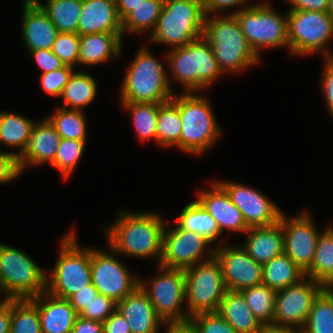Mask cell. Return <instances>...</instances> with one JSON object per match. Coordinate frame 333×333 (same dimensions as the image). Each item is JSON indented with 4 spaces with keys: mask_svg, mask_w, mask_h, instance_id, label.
<instances>
[{
    "mask_svg": "<svg viewBox=\"0 0 333 333\" xmlns=\"http://www.w3.org/2000/svg\"><path fill=\"white\" fill-rule=\"evenodd\" d=\"M165 225L155 213L120 212L116 222L106 230L108 246L116 255L157 256L160 264Z\"/></svg>",
    "mask_w": 333,
    "mask_h": 333,
    "instance_id": "obj_1",
    "label": "cell"
},
{
    "mask_svg": "<svg viewBox=\"0 0 333 333\" xmlns=\"http://www.w3.org/2000/svg\"><path fill=\"white\" fill-rule=\"evenodd\" d=\"M202 37L212 47L222 73L239 72L259 62L235 15L217 14L213 18L206 15Z\"/></svg>",
    "mask_w": 333,
    "mask_h": 333,
    "instance_id": "obj_2",
    "label": "cell"
},
{
    "mask_svg": "<svg viewBox=\"0 0 333 333\" xmlns=\"http://www.w3.org/2000/svg\"><path fill=\"white\" fill-rule=\"evenodd\" d=\"M163 65L144 46L130 64L124 81L120 102L165 103L174 96Z\"/></svg>",
    "mask_w": 333,
    "mask_h": 333,
    "instance_id": "obj_3",
    "label": "cell"
},
{
    "mask_svg": "<svg viewBox=\"0 0 333 333\" xmlns=\"http://www.w3.org/2000/svg\"><path fill=\"white\" fill-rule=\"evenodd\" d=\"M205 17L201 0H167L150 41L172 48L187 45L203 36Z\"/></svg>",
    "mask_w": 333,
    "mask_h": 333,
    "instance_id": "obj_4",
    "label": "cell"
},
{
    "mask_svg": "<svg viewBox=\"0 0 333 333\" xmlns=\"http://www.w3.org/2000/svg\"><path fill=\"white\" fill-rule=\"evenodd\" d=\"M171 101L178 107L181 118L179 149L189 154H201L210 148L220 135V127L205 97L194 92L178 95Z\"/></svg>",
    "mask_w": 333,
    "mask_h": 333,
    "instance_id": "obj_5",
    "label": "cell"
},
{
    "mask_svg": "<svg viewBox=\"0 0 333 333\" xmlns=\"http://www.w3.org/2000/svg\"><path fill=\"white\" fill-rule=\"evenodd\" d=\"M165 57L174 79L184 86L186 93L202 90L223 75L212 47L203 37L173 48Z\"/></svg>",
    "mask_w": 333,
    "mask_h": 333,
    "instance_id": "obj_6",
    "label": "cell"
},
{
    "mask_svg": "<svg viewBox=\"0 0 333 333\" xmlns=\"http://www.w3.org/2000/svg\"><path fill=\"white\" fill-rule=\"evenodd\" d=\"M45 272L26 253L0 243V293L5 299H30L46 291Z\"/></svg>",
    "mask_w": 333,
    "mask_h": 333,
    "instance_id": "obj_7",
    "label": "cell"
},
{
    "mask_svg": "<svg viewBox=\"0 0 333 333\" xmlns=\"http://www.w3.org/2000/svg\"><path fill=\"white\" fill-rule=\"evenodd\" d=\"M59 254L50 276H46V291L53 296L68 299L92 283L90 249L81 250L75 233L71 231L62 239Z\"/></svg>",
    "mask_w": 333,
    "mask_h": 333,
    "instance_id": "obj_8",
    "label": "cell"
},
{
    "mask_svg": "<svg viewBox=\"0 0 333 333\" xmlns=\"http://www.w3.org/2000/svg\"><path fill=\"white\" fill-rule=\"evenodd\" d=\"M207 250H210L209 257L184 269L185 301L189 317L198 313L218 312L227 291L220 263L214 257L215 247Z\"/></svg>",
    "mask_w": 333,
    "mask_h": 333,
    "instance_id": "obj_9",
    "label": "cell"
},
{
    "mask_svg": "<svg viewBox=\"0 0 333 333\" xmlns=\"http://www.w3.org/2000/svg\"><path fill=\"white\" fill-rule=\"evenodd\" d=\"M229 15L236 16L251 49L258 57L263 47L287 46L289 49L287 16L284 18L276 13L268 3L250 5Z\"/></svg>",
    "mask_w": 333,
    "mask_h": 333,
    "instance_id": "obj_10",
    "label": "cell"
},
{
    "mask_svg": "<svg viewBox=\"0 0 333 333\" xmlns=\"http://www.w3.org/2000/svg\"><path fill=\"white\" fill-rule=\"evenodd\" d=\"M287 29L291 55H307L323 49L325 59H333V54L324 50L333 37V17L328 12L289 10Z\"/></svg>",
    "mask_w": 333,
    "mask_h": 333,
    "instance_id": "obj_11",
    "label": "cell"
},
{
    "mask_svg": "<svg viewBox=\"0 0 333 333\" xmlns=\"http://www.w3.org/2000/svg\"><path fill=\"white\" fill-rule=\"evenodd\" d=\"M159 270L161 274L150 282V288L141 279L139 285L165 323L189 321L188 313L181 310L186 288L184 269L165 268L159 265Z\"/></svg>",
    "mask_w": 333,
    "mask_h": 333,
    "instance_id": "obj_12",
    "label": "cell"
},
{
    "mask_svg": "<svg viewBox=\"0 0 333 333\" xmlns=\"http://www.w3.org/2000/svg\"><path fill=\"white\" fill-rule=\"evenodd\" d=\"M109 249L111 255L102 250L90 249L91 280L99 294L119 302L139 285V278L114 257V250Z\"/></svg>",
    "mask_w": 333,
    "mask_h": 333,
    "instance_id": "obj_13",
    "label": "cell"
},
{
    "mask_svg": "<svg viewBox=\"0 0 333 333\" xmlns=\"http://www.w3.org/2000/svg\"><path fill=\"white\" fill-rule=\"evenodd\" d=\"M324 288L316 280L304 277L298 283L277 291L273 325L300 330L306 323L314 299Z\"/></svg>",
    "mask_w": 333,
    "mask_h": 333,
    "instance_id": "obj_14",
    "label": "cell"
},
{
    "mask_svg": "<svg viewBox=\"0 0 333 333\" xmlns=\"http://www.w3.org/2000/svg\"><path fill=\"white\" fill-rule=\"evenodd\" d=\"M279 223L284 233V253L305 272L312 264L319 231L307 212L291 219L282 213Z\"/></svg>",
    "mask_w": 333,
    "mask_h": 333,
    "instance_id": "obj_15",
    "label": "cell"
},
{
    "mask_svg": "<svg viewBox=\"0 0 333 333\" xmlns=\"http://www.w3.org/2000/svg\"><path fill=\"white\" fill-rule=\"evenodd\" d=\"M214 257L220 263L227 290L241 291L262 283L263 264L250 257L242 246H219Z\"/></svg>",
    "mask_w": 333,
    "mask_h": 333,
    "instance_id": "obj_16",
    "label": "cell"
},
{
    "mask_svg": "<svg viewBox=\"0 0 333 333\" xmlns=\"http://www.w3.org/2000/svg\"><path fill=\"white\" fill-rule=\"evenodd\" d=\"M217 183L242 212L249 228L270 226L279 222L282 211L258 190L235 182L218 181Z\"/></svg>",
    "mask_w": 333,
    "mask_h": 333,
    "instance_id": "obj_17",
    "label": "cell"
},
{
    "mask_svg": "<svg viewBox=\"0 0 333 333\" xmlns=\"http://www.w3.org/2000/svg\"><path fill=\"white\" fill-rule=\"evenodd\" d=\"M175 226L171 230L164 229L163 251L159 265L165 268L186 269L197 264L211 242L199 233Z\"/></svg>",
    "mask_w": 333,
    "mask_h": 333,
    "instance_id": "obj_18",
    "label": "cell"
},
{
    "mask_svg": "<svg viewBox=\"0 0 333 333\" xmlns=\"http://www.w3.org/2000/svg\"><path fill=\"white\" fill-rule=\"evenodd\" d=\"M197 201L215 219L221 233L225 229L242 233L249 229L242 212L217 182L212 184L211 190L198 192Z\"/></svg>",
    "mask_w": 333,
    "mask_h": 333,
    "instance_id": "obj_19",
    "label": "cell"
},
{
    "mask_svg": "<svg viewBox=\"0 0 333 333\" xmlns=\"http://www.w3.org/2000/svg\"><path fill=\"white\" fill-rule=\"evenodd\" d=\"M76 33H123L115 0H82Z\"/></svg>",
    "mask_w": 333,
    "mask_h": 333,
    "instance_id": "obj_20",
    "label": "cell"
},
{
    "mask_svg": "<svg viewBox=\"0 0 333 333\" xmlns=\"http://www.w3.org/2000/svg\"><path fill=\"white\" fill-rule=\"evenodd\" d=\"M22 38L29 51L51 50L58 30L35 0H24Z\"/></svg>",
    "mask_w": 333,
    "mask_h": 333,
    "instance_id": "obj_21",
    "label": "cell"
},
{
    "mask_svg": "<svg viewBox=\"0 0 333 333\" xmlns=\"http://www.w3.org/2000/svg\"><path fill=\"white\" fill-rule=\"evenodd\" d=\"M116 310L128 321L132 333H158L159 324L166 325L140 285L117 302Z\"/></svg>",
    "mask_w": 333,
    "mask_h": 333,
    "instance_id": "obj_22",
    "label": "cell"
},
{
    "mask_svg": "<svg viewBox=\"0 0 333 333\" xmlns=\"http://www.w3.org/2000/svg\"><path fill=\"white\" fill-rule=\"evenodd\" d=\"M38 307L42 333H71L79 316L68 299L44 291L30 298Z\"/></svg>",
    "mask_w": 333,
    "mask_h": 333,
    "instance_id": "obj_23",
    "label": "cell"
},
{
    "mask_svg": "<svg viewBox=\"0 0 333 333\" xmlns=\"http://www.w3.org/2000/svg\"><path fill=\"white\" fill-rule=\"evenodd\" d=\"M60 135L56 132L51 122L45 118L39 123H34L27 147L18 156V164L21 173L31 165H39L47 162L52 163L61 141Z\"/></svg>",
    "mask_w": 333,
    "mask_h": 333,
    "instance_id": "obj_24",
    "label": "cell"
},
{
    "mask_svg": "<svg viewBox=\"0 0 333 333\" xmlns=\"http://www.w3.org/2000/svg\"><path fill=\"white\" fill-rule=\"evenodd\" d=\"M242 246L256 262L264 264L284 253V233L277 222L270 226L250 227Z\"/></svg>",
    "mask_w": 333,
    "mask_h": 333,
    "instance_id": "obj_25",
    "label": "cell"
},
{
    "mask_svg": "<svg viewBox=\"0 0 333 333\" xmlns=\"http://www.w3.org/2000/svg\"><path fill=\"white\" fill-rule=\"evenodd\" d=\"M123 33H96L79 36L78 64L97 65L121 51Z\"/></svg>",
    "mask_w": 333,
    "mask_h": 333,
    "instance_id": "obj_26",
    "label": "cell"
},
{
    "mask_svg": "<svg viewBox=\"0 0 333 333\" xmlns=\"http://www.w3.org/2000/svg\"><path fill=\"white\" fill-rule=\"evenodd\" d=\"M218 313L237 333H258L262 327L239 291L225 292Z\"/></svg>",
    "mask_w": 333,
    "mask_h": 333,
    "instance_id": "obj_27",
    "label": "cell"
},
{
    "mask_svg": "<svg viewBox=\"0 0 333 333\" xmlns=\"http://www.w3.org/2000/svg\"><path fill=\"white\" fill-rule=\"evenodd\" d=\"M304 277V271L285 253L263 264L262 283L275 291L296 284Z\"/></svg>",
    "mask_w": 333,
    "mask_h": 333,
    "instance_id": "obj_28",
    "label": "cell"
},
{
    "mask_svg": "<svg viewBox=\"0 0 333 333\" xmlns=\"http://www.w3.org/2000/svg\"><path fill=\"white\" fill-rule=\"evenodd\" d=\"M305 277L316 280L326 287L333 279V228L327 227L320 233L311 266Z\"/></svg>",
    "mask_w": 333,
    "mask_h": 333,
    "instance_id": "obj_29",
    "label": "cell"
},
{
    "mask_svg": "<svg viewBox=\"0 0 333 333\" xmlns=\"http://www.w3.org/2000/svg\"><path fill=\"white\" fill-rule=\"evenodd\" d=\"M177 222L180 228L199 233L211 243L222 234L215 219L197 200L182 209Z\"/></svg>",
    "mask_w": 333,
    "mask_h": 333,
    "instance_id": "obj_30",
    "label": "cell"
},
{
    "mask_svg": "<svg viewBox=\"0 0 333 333\" xmlns=\"http://www.w3.org/2000/svg\"><path fill=\"white\" fill-rule=\"evenodd\" d=\"M97 94V84L92 75L84 72H73L60 95L63 107L70 105L71 110H80L92 103Z\"/></svg>",
    "mask_w": 333,
    "mask_h": 333,
    "instance_id": "obj_31",
    "label": "cell"
},
{
    "mask_svg": "<svg viewBox=\"0 0 333 333\" xmlns=\"http://www.w3.org/2000/svg\"><path fill=\"white\" fill-rule=\"evenodd\" d=\"M34 123L19 114L0 112V145L18 147L16 156H20L27 147Z\"/></svg>",
    "mask_w": 333,
    "mask_h": 333,
    "instance_id": "obj_32",
    "label": "cell"
},
{
    "mask_svg": "<svg viewBox=\"0 0 333 333\" xmlns=\"http://www.w3.org/2000/svg\"><path fill=\"white\" fill-rule=\"evenodd\" d=\"M35 1L45 11L58 32H77L82 0H47L45 4Z\"/></svg>",
    "mask_w": 333,
    "mask_h": 333,
    "instance_id": "obj_33",
    "label": "cell"
},
{
    "mask_svg": "<svg viewBox=\"0 0 333 333\" xmlns=\"http://www.w3.org/2000/svg\"><path fill=\"white\" fill-rule=\"evenodd\" d=\"M181 127L178 107L171 100L159 103L156 123L157 143L162 146L179 148Z\"/></svg>",
    "mask_w": 333,
    "mask_h": 333,
    "instance_id": "obj_34",
    "label": "cell"
},
{
    "mask_svg": "<svg viewBox=\"0 0 333 333\" xmlns=\"http://www.w3.org/2000/svg\"><path fill=\"white\" fill-rule=\"evenodd\" d=\"M262 325L273 324L277 291L261 283L239 291Z\"/></svg>",
    "mask_w": 333,
    "mask_h": 333,
    "instance_id": "obj_35",
    "label": "cell"
},
{
    "mask_svg": "<svg viewBox=\"0 0 333 333\" xmlns=\"http://www.w3.org/2000/svg\"><path fill=\"white\" fill-rule=\"evenodd\" d=\"M301 333H333V294L324 288L314 299Z\"/></svg>",
    "mask_w": 333,
    "mask_h": 333,
    "instance_id": "obj_36",
    "label": "cell"
},
{
    "mask_svg": "<svg viewBox=\"0 0 333 333\" xmlns=\"http://www.w3.org/2000/svg\"><path fill=\"white\" fill-rule=\"evenodd\" d=\"M163 3L162 0H144L122 20L123 34L125 32L141 33L149 29L152 33L157 25Z\"/></svg>",
    "mask_w": 333,
    "mask_h": 333,
    "instance_id": "obj_37",
    "label": "cell"
},
{
    "mask_svg": "<svg viewBox=\"0 0 333 333\" xmlns=\"http://www.w3.org/2000/svg\"><path fill=\"white\" fill-rule=\"evenodd\" d=\"M47 119L54 126L56 132L64 139L86 141V118L80 110L65 108L57 109Z\"/></svg>",
    "mask_w": 333,
    "mask_h": 333,
    "instance_id": "obj_38",
    "label": "cell"
},
{
    "mask_svg": "<svg viewBox=\"0 0 333 333\" xmlns=\"http://www.w3.org/2000/svg\"><path fill=\"white\" fill-rule=\"evenodd\" d=\"M10 333H42L38 307L30 299H11Z\"/></svg>",
    "mask_w": 333,
    "mask_h": 333,
    "instance_id": "obj_39",
    "label": "cell"
},
{
    "mask_svg": "<svg viewBox=\"0 0 333 333\" xmlns=\"http://www.w3.org/2000/svg\"><path fill=\"white\" fill-rule=\"evenodd\" d=\"M131 112L133 124L141 140L153 139L157 142L156 123L159 103L121 102Z\"/></svg>",
    "mask_w": 333,
    "mask_h": 333,
    "instance_id": "obj_40",
    "label": "cell"
},
{
    "mask_svg": "<svg viewBox=\"0 0 333 333\" xmlns=\"http://www.w3.org/2000/svg\"><path fill=\"white\" fill-rule=\"evenodd\" d=\"M85 145L86 141L62 138L51 166L59 169L67 179L81 159Z\"/></svg>",
    "mask_w": 333,
    "mask_h": 333,
    "instance_id": "obj_41",
    "label": "cell"
},
{
    "mask_svg": "<svg viewBox=\"0 0 333 333\" xmlns=\"http://www.w3.org/2000/svg\"><path fill=\"white\" fill-rule=\"evenodd\" d=\"M51 51L65 65L73 67L76 63L78 64L79 59V35L77 33L59 32Z\"/></svg>",
    "mask_w": 333,
    "mask_h": 333,
    "instance_id": "obj_42",
    "label": "cell"
},
{
    "mask_svg": "<svg viewBox=\"0 0 333 333\" xmlns=\"http://www.w3.org/2000/svg\"><path fill=\"white\" fill-rule=\"evenodd\" d=\"M196 333H237L235 329L218 313H198L189 318Z\"/></svg>",
    "mask_w": 333,
    "mask_h": 333,
    "instance_id": "obj_43",
    "label": "cell"
},
{
    "mask_svg": "<svg viewBox=\"0 0 333 333\" xmlns=\"http://www.w3.org/2000/svg\"><path fill=\"white\" fill-rule=\"evenodd\" d=\"M116 309L117 302L98 294L78 315L85 319L104 322Z\"/></svg>",
    "mask_w": 333,
    "mask_h": 333,
    "instance_id": "obj_44",
    "label": "cell"
},
{
    "mask_svg": "<svg viewBox=\"0 0 333 333\" xmlns=\"http://www.w3.org/2000/svg\"><path fill=\"white\" fill-rule=\"evenodd\" d=\"M72 73L73 67L67 65L61 69L43 73L40 78L41 86L49 95L60 97Z\"/></svg>",
    "mask_w": 333,
    "mask_h": 333,
    "instance_id": "obj_45",
    "label": "cell"
},
{
    "mask_svg": "<svg viewBox=\"0 0 333 333\" xmlns=\"http://www.w3.org/2000/svg\"><path fill=\"white\" fill-rule=\"evenodd\" d=\"M18 157L14 152L0 151V183H8L19 177Z\"/></svg>",
    "mask_w": 333,
    "mask_h": 333,
    "instance_id": "obj_46",
    "label": "cell"
},
{
    "mask_svg": "<svg viewBox=\"0 0 333 333\" xmlns=\"http://www.w3.org/2000/svg\"><path fill=\"white\" fill-rule=\"evenodd\" d=\"M30 53L40 67L42 74L61 69L65 66L62 60L51 50L40 49L30 51Z\"/></svg>",
    "mask_w": 333,
    "mask_h": 333,
    "instance_id": "obj_47",
    "label": "cell"
},
{
    "mask_svg": "<svg viewBox=\"0 0 333 333\" xmlns=\"http://www.w3.org/2000/svg\"><path fill=\"white\" fill-rule=\"evenodd\" d=\"M98 290L91 283L86 285L82 290L77 291L71 295L68 300L73 306L75 311L79 314L85 306H88L90 302L98 295Z\"/></svg>",
    "mask_w": 333,
    "mask_h": 333,
    "instance_id": "obj_48",
    "label": "cell"
},
{
    "mask_svg": "<svg viewBox=\"0 0 333 333\" xmlns=\"http://www.w3.org/2000/svg\"><path fill=\"white\" fill-rule=\"evenodd\" d=\"M103 323V333H132L128 321L115 310Z\"/></svg>",
    "mask_w": 333,
    "mask_h": 333,
    "instance_id": "obj_49",
    "label": "cell"
},
{
    "mask_svg": "<svg viewBox=\"0 0 333 333\" xmlns=\"http://www.w3.org/2000/svg\"><path fill=\"white\" fill-rule=\"evenodd\" d=\"M325 70L323 76V92L328 105V110L333 116V59H325Z\"/></svg>",
    "mask_w": 333,
    "mask_h": 333,
    "instance_id": "obj_50",
    "label": "cell"
},
{
    "mask_svg": "<svg viewBox=\"0 0 333 333\" xmlns=\"http://www.w3.org/2000/svg\"><path fill=\"white\" fill-rule=\"evenodd\" d=\"M291 3L290 10L328 12L329 0H286Z\"/></svg>",
    "mask_w": 333,
    "mask_h": 333,
    "instance_id": "obj_51",
    "label": "cell"
},
{
    "mask_svg": "<svg viewBox=\"0 0 333 333\" xmlns=\"http://www.w3.org/2000/svg\"><path fill=\"white\" fill-rule=\"evenodd\" d=\"M205 14L209 16L211 13L218 10L229 9L237 5H245L249 0H201Z\"/></svg>",
    "mask_w": 333,
    "mask_h": 333,
    "instance_id": "obj_52",
    "label": "cell"
},
{
    "mask_svg": "<svg viewBox=\"0 0 333 333\" xmlns=\"http://www.w3.org/2000/svg\"><path fill=\"white\" fill-rule=\"evenodd\" d=\"M71 333H103V323L78 316Z\"/></svg>",
    "mask_w": 333,
    "mask_h": 333,
    "instance_id": "obj_53",
    "label": "cell"
},
{
    "mask_svg": "<svg viewBox=\"0 0 333 333\" xmlns=\"http://www.w3.org/2000/svg\"><path fill=\"white\" fill-rule=\"evenodd\" d=\"M11 328V299L0 302V333H10Z\"/></svg>",
    "mask_w": 333,
    "mask_h": 333,
    "instance_id": "obj_54",
    "label": "cell"
},
{
    "mask_svg": "<svg viewBox=\"0 0 333 333\" xmlns=\"http://www.w3.org/2000/svg\"><path fill=\"white\" fill-rule=\"evenodd\" d=\"M144 0H115L117 12L122 21L132 10L139 6Z\"/></svg>",
    "mask_w": 333,
    "mask_h": 333,
    "instance_id": "obj_55",
    "label": "cell"
},
{
    "mask_svg": "<svg viewBox=\"0 0 333 333\" xmlns=\"http://www.w3.org/2000/svg\"><path fill=\"white\" fill-rule=\"evenodd\" d=\"M167 324V333H196L194 326L190 321L172 322Z\"/></svg>",
    "mask_w": 333,
    "mask_h": 333,
    "instance_id": "obj_56",
    "label": "cell"
},
{
    "mask_svg": "<svg viewBox=\"0 0 333 333\" xmlns=\"http://www.w3.org/2000/svg\"><path fill=\"white\" fill-rule=\"evenodd\" d=\"M258 333H301L299 329L273 324L262 325Z\"/></svg>",
    "mask_w": 333,
    "mask_h": 333,
    "instance_id": "obj_57",
    "label": "cell"
},
{
    "mask_svg": "<svg viewBox=\"0 0 333 333\" xmlns=\"http://www.w3.org/2000/svg\"><path fill=\"white\" fill-rule=\"evenodd\" d=\"M328 13L333 17V0H329Z\"/></svg>",
    "mask_w": 333,
    "mask_h": 333,
    "instance_id": "obj_58",
    "label": "cell"
},
{
    "mask_svg": "<svg viewBox=\"0 0 333 333\" xmlns=\"http://www.w3.org/2000/svg\"><path fill=\"white\" fill-rule=\"evenodd\" d=\"M331 294H333V279L330 283L325 287Z\"/></svg>",
    "mask_w": 333,
    "mask_h": 333,
    "instance_id": "obj_59",
    "label": "cell"
}]
</instances>
